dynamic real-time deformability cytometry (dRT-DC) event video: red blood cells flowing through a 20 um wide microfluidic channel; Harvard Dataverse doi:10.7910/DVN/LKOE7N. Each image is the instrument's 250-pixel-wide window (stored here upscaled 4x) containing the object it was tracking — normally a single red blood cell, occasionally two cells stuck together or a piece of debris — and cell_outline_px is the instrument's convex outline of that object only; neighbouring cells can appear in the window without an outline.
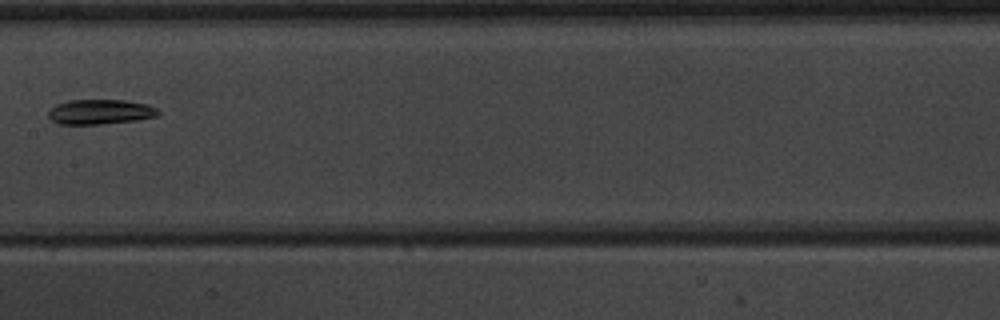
{"species": "common noctule bat (a hibernating species)", "species_latin": "Nyctalus noctula", "temperature_condition": "warm", "stored_images_in_passage": 8, "camera_frame_rate_fps": 3000, "um_per_image_px": 0.085, "animal": {"sex": "male", "body_mass_g": 20.1, "forearm_length_mm": 53.5}, "frame": {"image": 1, "passage_image": 8, "time_ms": 8.0, "image_size_px": [1000, 320], "cell_outline_px": [[160, 112], [156, 116], [136, 120], [100, 124], [60, 124], [52, 120], [48, 116], [48, 112], [56, 104], [68, 100], [124, 100], [148, 104], [156, 108]], "centroid_in_image_um": [8.51, 9.5], "position_along_channel_um": 198.9, "area_um2": 15.84}}